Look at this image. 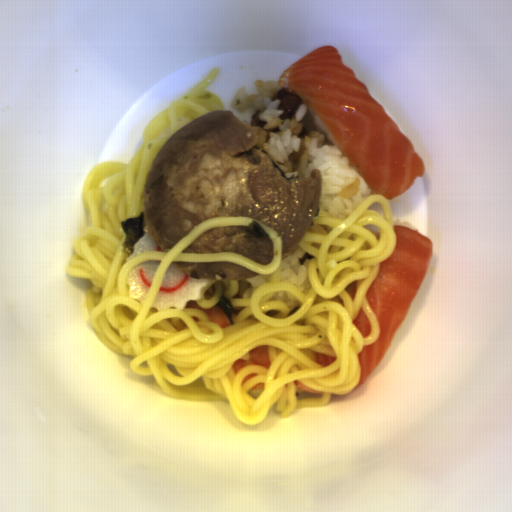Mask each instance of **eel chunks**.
I'll return each instance as SVG.
<instances>
[{
  "label": "eel chunks",
  "mask_w": 512,
  "mask_h": 512,
  "mask_svg": "<svg viewBox=\"0 0 512 512\" xmlns=\"http://www.w3.org/2000/svg\"><path fill=\"white\" fill-rule=\"evenodd\" d=\"M260 112L255 111L249 119V125L253 128H264L267 125V120L261 119Z\"/></svg>",
  "instance_id": "2"
},
{
  "label": "eel chunks",
  "mask_w": 512,
  "mask_h": 512,
  "mask_svg": "<svg viewBox=\"0 0 512 512\" xmlns=\"http://www.w3.org/2000/svg\"><path fill=\"white\" fill-rule=\"evenodd\" d=\"M272 100L273 102L280 100L277 109L278 111H283L279 116L283 121L291 120L295 116L300 104L304 102L300 95L283 87L273 96Z\"/></svg>",
  "instance_id": "1"
}]
</instances>
